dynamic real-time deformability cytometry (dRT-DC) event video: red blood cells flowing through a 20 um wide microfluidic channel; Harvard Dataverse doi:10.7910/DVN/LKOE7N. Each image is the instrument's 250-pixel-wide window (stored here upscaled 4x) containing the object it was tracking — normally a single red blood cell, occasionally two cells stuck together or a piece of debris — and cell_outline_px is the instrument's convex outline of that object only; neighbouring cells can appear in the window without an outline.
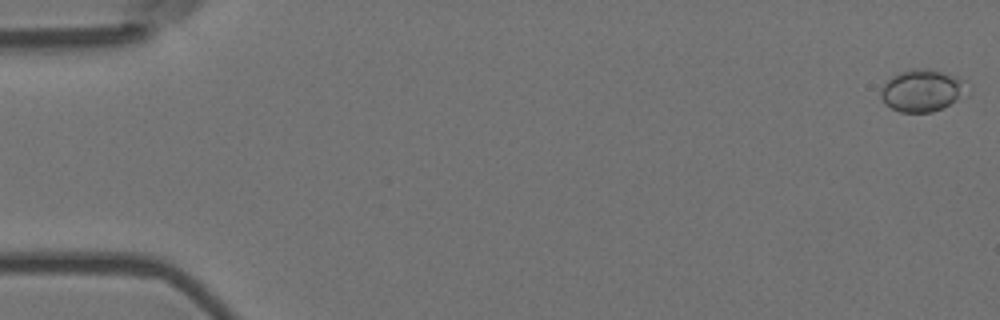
{"species": "Egyptian fruit bat (a non-hibernating species)", "species_latin": "Rousettus aegyptiacus", "temperature_condition": "room temperature", "stored_images_in_passage": 15, "camera_frame_rate_fps": 3000, "um_per_image_px": 0.085, "animal": {"sex": "female"}, "frame": {"image": 1, "passage_image": 1, "time_ms": 0.0, "image_size_px": [1000, 320], "cell_outline_px": [[968, 96], [932, 112], [900, 112], [884, 104], [880, 96], [880, 92], [884, 84], [892, 76], [900, 72], [912, 68], [928, 68], [968, 80]], "centroid_in_image_um": [78.44, 7.69], "position_along_channel_um": 6.6, "area_um2": 21.56}}
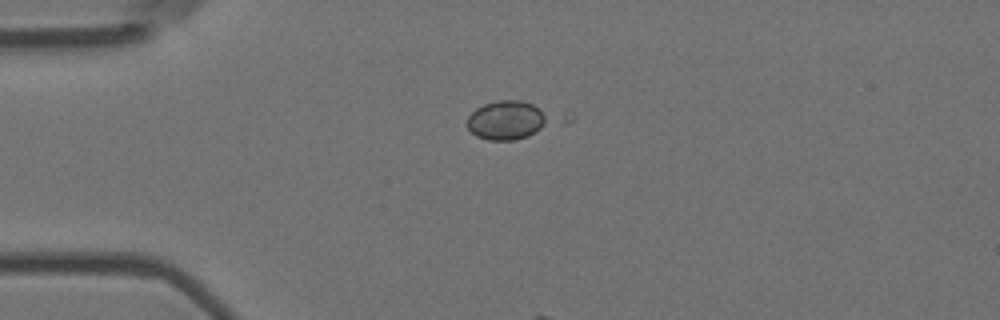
{"frame": {"image": 2, "passage_image": 14, "time_ms": 4.333, "image_size_px": [1000, 320], "cell_outline_px": [[576, 116], [568, 124], [516, 140], [488, 140], [476, 136], [468, 128], [468, 116], [476, 108], [484, 104], [496, 100], [520, 100], [572, 112]], "centroid_in_image_um": [43.79, 10.18], "position_along_channel_um": 41.2, "area_um2": 22.54}}